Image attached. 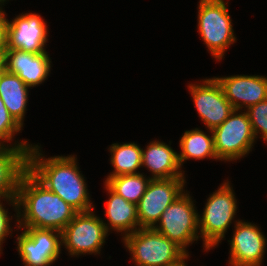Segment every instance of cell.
Listing matches in <instances>:
<instances>
[{"label": "cell", "mask_w": 267, "mask_h": 266, "mask_svg": "<svg viewBox=\"0 0 267 266\" xmlns=\"http://www.w3.org/2000/svg\"><path fill=\"white\" fill-rule=\"evenodd\" d=\"M38 145L28 152V171L49 191L59 195L77 212L92 210L85 180L80 174L74 156L40 157Z\"/></svg>", "instance_id": "obj_1"}, {"label": "cell", "mask_w": 267, "mask_h": 266, "mask_svg": "<svg viewBox=\"0 0 267 266\" xmlns=\"http://www.w3.org/2000/svg\"><path fill=\"white\" fill-rule=\"evenodd\" d=\"M18 206L22 205L23 220L17 219L21 228L34 227L62 232L78 213L59 195L49 191L28 170L22 175L17 193ZM23 222V223H22ZM22 223V224H21Z\"/></svg>", "instance_id": "obj_2"}, {"label": "cell", "mask_w": 267, "mask_h": 266, "mask_svg": "<svg viewBox=\"0 0 267 266\" xmlns=\"http://www.w3.org/2000/svg\"><path fill=\"white\" fill-rule=\"evenodd\" d=\"M124 242L137 266H175L186 260L185 252L175 242L153 228H140L124 236Z\"/></svg>", "instance_id": "obj_3"}, {"label": "cell", "mask_w": 267, "mask_h": 266, "mask_svg": "<svg viewBox=\"0 0 267 266\" xmlns=\"http://www.w3.org/2000/svg\"><path fill=\"white\" fill-rule=\"evenodd\" d=\"M199 3V33L212 55L220 60L236 39L230 15L223 0H200Z\"/></svg>", "instance_id": "obj_4"}, {"label": "cell", "mask_w": 267, "mask_h": 266, "mask_svg": "<svg viewBox=\"0 0 267 266\" xmlns=\"http://www.w3.org/2000/svg\"><path fill=\"white\" fill-rule=\"evenodd\" d=\"M234 196L229 183L225 182L208 198L203 216L198 218V228L206 250L215 247L224 238L237 211Z\"/></svg>", "instance_id": "obj_5"}, {"label": "cell", "mask_w": 267, "mask_h": 266, "mask_svg": "<svg viewBox=\"0 0 267 266\" xmlns=\"http://www.w3.org/2000/svg\"><path fill=\"white\" fill-rule=\"evenodd\" d=\"M198 218L191 197L187 193H182L163 212L158 221L160 226H154L153 229L175 242L186 252L185 247L198 238L196 234Z\"/></svg>", "instance_id": "obj_6"}, {"label": "cell", "mask_w": 267, "mask_h": 266, "mask_svg": "<svg viewBox=\"0 0 267 266\" xmlns=\"http://www.w3.org/2000/svg\"><path fill=\"white\" fill-rule=\"evenodd\" d=\"M236 111L212 130L215 153L220 160H236L253 146L255 135L248 115L246 112L237 115Z\"/></svg>", "instance_id": "obj_7"}, {"label": "cell", "mask_w": 267, "mask_h": 266, "mask_svg": "<svg viewBox=\"0 0 267 266\" xmlns=\"http://www.w3.org/2000/svg\"><path fill=\"white\" fill-rule=\"evenodd\" d=\"M108 226L91 211L78 212L63 229L62 243L70 255L99 253Z\"/></svg>", "instance_id": "obj_8"}, {"label": "cell", "mask_w": 267, "mask_h": 266, "mask_svg": "<svg viewBox=\"0 0 267 266\" xmlns=\"http://www.w3.org/2000/svg\"><path fill=\"white\" fill-rule=\"evenodd\" d=\"M184 178L151 179L137 204L140 228H153L166 208L182 194Z\"/></svg>", "instance_id": "obj_9"}, {"label": "cell", "mask_w": 267, "mask_h": 266, "mask_svg": "<svg viewBox=\"0 0 267 266\" xmlns=\"http://www.w3.org/2000/svg\"><path fill=\"white\" fill-rule=\"evenodd\" d=\"M24 228L26 230L17 237V248L25 266H49L57 260L62 244L59 241V238L62 240L61 232L54 229Z\"/></svg>", "instance_id": "obj_10"}, {"label": "cell", "mask_w": 267, "mask_h": 266, "mask_svg": "<svg viewBox=\"0 0 267 266\" xmlns=\"http://www.w3.org/2000/svg\"><path fill=\"white\" fill-rule=\"evenodd\" d=\"M202 85H189L194 104L209 130L221 125L235 110L225 97L215 78L206 79Z\"/></svg>", "instance_id": "obj_11"}, {"label": "cell", "mask_w": 267, "mask_h": 266, "mask_svg": "<svg viewBox=\"0 0 267 266\" xmlns=\"http://www.w3.org/2000/svg\"><path fill=\"white\" fill-rule=\"evenodd\" d=\"M47 26L38 14L17 16L7 25V49H17L34 54L45 53Z\"/></svg>", "instance_id": "obj_12"}, {"label": "cell", "mask_w": 267, "mask_h": 266, "mask_svg": "<svg viewBox=\"0 0 267 266\" xmlns=\"http://www.w3.org/2000/svg\"><path fill=\"white\" fill-rule=\"evenodd\" d=\"M0 143V198L11 200L19 209L17 202L18 185L22 175L28 170V152L32 148L26 141L17 146L5 148Z\"/></svg>", "instance_id": "obj_13"}, {"label": "cell", "mask_w": 267, "mask_h": 266, "mask_svg": "<svg viewBox=\"0 0 267 266\" xmlns=\"http://www.w3.org/2000/svg\"><path fill=\"white\" fill-rule=\"evenodd\" d=\"M231 240L232 266H260L265 252L266 238L257 226L238 221Z\"/></svg>", "instance_id": "obj_14"}, {"label": "cell", "mask_w": 267, "mask_h": 266, "mask_svg": "<svg viewBox=\"0 0 267 266\" xmlns=\"http://www.w3.org/2000/svg\"><path fill=\"white\" fill-rule=\"evenodd\" d=\"M215 79L220 84L227 100L237 111L243 105H247L245 107L249 108L267 99L266 77L237 75L223 78L215 77Z\"/></svg>", "instance_id": "obj_15"}, {"label": "cell", "mask_w": 267, "mask_h": 266, "mask_svg": "<svg viewBox=\"0 0 267 266\" xmlns=\"http://www.w3.org/2000/svg\"><path fill=\"white\" fill-rule=\"evenodd\" d=\"M6 71L16 74L28 86L41 84L50 72V59L47 52L34 54L17 49H6Z\"/></svg>", "instance_id": "obj_16"}, {"label": "cell", "mask_w": 267, "mask_h": 266, "mask_svg": "<svg viewBox=\"0 0 267 266\" xmlns=\"http://www.w3.org/2000/svg\"><path fill=\"white\" fill-rule=\"evenodd\" d=\"M142 166L153 172L151 179L183 178L178 161V154L162 142H152L146 150L142 149Z\"/></svg>", "instance_id": "obj_17"}, {"label": "cell", "mask_w": 267, "mask_h": 266, "mask_svg": "<svg viewBox=\"0 0 267 266\" xmlns=\"http://www.w3.org/2000/svg\"><path fill=\"white\" fill-rule=\"evenodd\" d=\"M28 88L16 74L5 70L0 76V98L21 127L28 101Z\"/></svg>", "instance_id": "obj_18"}, {"label": "cell", "mask_w": 267, "mask_h": 266, "mask_svg": "<svg viewBox=\"0 0 267 266\" xmlns=\"http://www.w3.org/2000/svg\"><path fill=\"white\" fill-rule=\"evenodd\" d=\"M105 185L111 195L106 203L105 212L110 222L109 225L116 231L127 232L125 235L135 232L137 230L136 226H139L137 205L128 202L115 193L106 183Z\"/></svg>", "instance_id": "obj_19"}, {"label": "cell", "mask_w": 267, "mask_h": 266, "mask_svg": "<svg viewBox=\"0 0 267 266\" xmlns=\"http://www.w3.org/2000/svg\"><path fill=\"white\" fill-rule=\"evenodd\" d=\"M210 132H212L211 137L198 129L185 131L179 141L181 153L178 154V161L180 166L183 161L189 158L203 159L205 157H211L218 159L214 149L213 131L210 130Z\"/></svg>", "instance_id": "obj_20"}, {"label": "cell", "mask_w": 267, "mask_h": 266, "mask_svg": "<svg viewBox=\"0 0 267 266\" xmlns=\"http://www.w3.org/2000/svg\"><path fill=\"white\" fill-rule=\"evenodd\" d=\"M111 164L115 168L108 177L137 174L136 170L142 165V149L135 143L112 144Z\"/></svg>", "instance_id": "obj_21"}, {"label": "cell", "mask_w": 267, "mask_h": 266, "mask_svg": "<svg viewBox=\"0 0 267 266\" xmlns=\"http://www.w3.org/2000/svg\"><path fill=\"white\" fill-rule=\"evenodd\" d=\"M150 181L151 178L145 179L142 174L137 173L107 177L105 182L115 193L137 205Z\"/></svg>", "instance_id": "obj_22"}, {"label": "cell", "mask_w": 267, "mask_h": 266, "mask_svg": "<svg viewBox=\"0 0 267 266\" xmlns=\"http://www.w3.org/2000/svg\"><path fill=\"white\" fill-rule=\"evenodd\" d=\"M247 109L246 113L255 137L261 131L262 138L267 141V99Z\"/></svg>", "instance_id": "obj_23"}, {"label": "cell", "mask_w": 267, "mask_h": 266, "mask_svg": "<svg viewBox=\"0 0 267 266\" xmlns=\"http://www.w3.org/2000/svg\"><path fill=\"white\" fill-rule=\"evenodd\" d=\"M21 126L16 122V120L10 115L6 106L4 105L2 99L0 98V140L12 139L15 132H19Z\"/></svg>", "instance_id": "obj_24"}, {"label": "cell", "mask_w": 267, "mask_h": 266, "mask_svg": "<svg viewBox=\"0 0 267 266\" xmlns=\"http://www.w3.org/2000/svg\"><path fill=\"white\" fill-rule=\"evenodd\" d=\"M7 212L3 206L2 203H0V248H1V242L3 243V239L5 236L9 235V220L10 218L7 215ZM1 251V250H0Z\"/></svg>", "instance_id": "obj_25"}, {"label": "cell", "mask_w": 267, "mask_h": 266, "mask_svg": "<svg viewBox=\"0 0 267 266\" xmlns=\"http://www.w3.org/2000/svg\"><path fill=\"white\" fill-rule=\"evenodd\" d=\"M7 25L8 19H6L5 13L0 9V51L7 49Z\"/></svg>", "instance_id": "obj_26"}, {"label": "cell", "mask_w": 267, "mask_h": 266, "mask_svg": "<svg viewBox=\"0 0 267 266\" xmlns=\"http://www.w3.org/2000/svg\"><path fill=\"white\" fill-rule=\"evenodd\" d=\"M5 70H6L5 53L4 51H0V76Z\"/></svg>", "instance_id": "obj_27"}, {"label": "cell", "mask_w": 267, "mask_h": 266, "mask_svg": "<svg viewBox=\"0 0 267 266\" xmlns=\"http://www.w3.org/2000/svg\"><path fill=\"white\" fill-rule=\"evenodd\" d=\"M175 266H186V264H185V261L183 260L180 264L175 265Z\"/></svg>", "instance_id": "obj_28"}]
</instances>
